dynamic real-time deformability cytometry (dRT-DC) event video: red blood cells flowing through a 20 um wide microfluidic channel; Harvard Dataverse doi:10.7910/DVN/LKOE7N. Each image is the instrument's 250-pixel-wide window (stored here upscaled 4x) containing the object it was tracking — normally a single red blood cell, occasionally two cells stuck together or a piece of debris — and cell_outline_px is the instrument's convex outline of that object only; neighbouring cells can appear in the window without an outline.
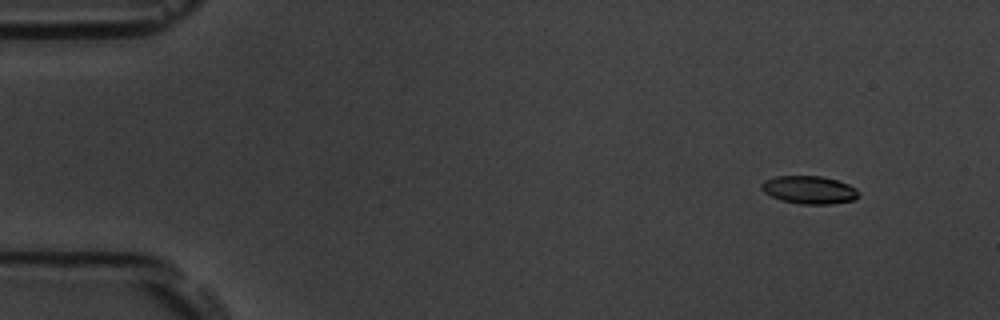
{"species": "common noctule bat (a hibernating species)", "species_latin": "Nyctalus noctula", "temperature_condition": "room temperature", "stored_images_in_passage": 51, "camera_frame_rate_fps": 3000, "um_per_image_px": 0.085, "animal": {"sex": "male", "body_mass_g": 19.5, "forearm_length_mm": 54.6}, "frame": {"image": 1, "passage_image": 1, "time_ms": 0.0, "image_size_px": [1000, 320], "cell_outline_px": [[860, 196], [856, 200], [832, 204], [800, 204], [780, 200], [764, 192], [760, 188], [760, 184], [764, 180], [776, 176], [820, 176], [836, 180], [848, 184], [856, 188], [860, 192]], "centroid_in_image_um": [68.8, 16.14], "position_along_channel_um": 16.2, "area_um2": 16.01}}
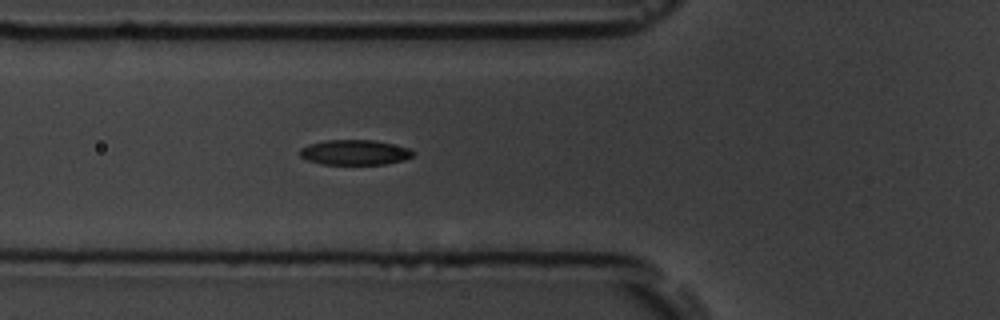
{"frame": {"image": 2, "passage_image": 16, "time_ms": 5.0, "image_size_px": [1000, 320], "cell_outline_px": [[416, 152], [412, 156], [404, 160], [384, 164], [320, 164], [308, 160], [300, 156], [300, 148], [308, 144], [324, 140], [372, 140], [392, 144], [408, 148]], "centroid_in_image_um": [30.13, 12.95], "position_along_channel_um": 95.7, "area_um2": 16.53}}
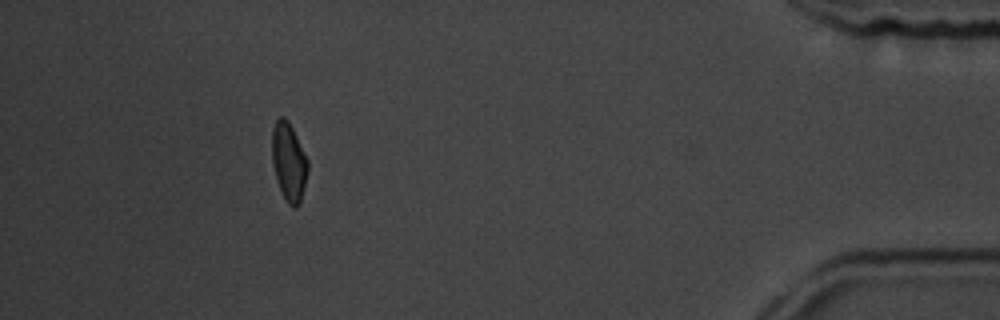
{"frame": {"image": 3, "passage_image": 46, "time_ms": 15.0, "image_size_px": [1000, 320], "cell_outline_px": [[308, 168], [300, 204], [296, 208], [292, 208], [288, 204], [276, 180], [272, 164], [272, 128], [276, 120], [280, 116], [284, 116], [288, 120], [308, 160]], "centroid_in_image_um": [24.53, 13.75], "position_along_channel_um": 410.7, "area_um2": 16.3}, "authors_computed_cell_mechanics": {"area_um2": 16.4152, "velocity_mm_per_s": 3.7352, "shape_relaxation_time_tau1_ms": 2.9177, "shape_relaxation_time_tau2_ms": 6.1343, "deformation_change_tau1": 0.1216, "deformation_change_tau2": 0.111}}